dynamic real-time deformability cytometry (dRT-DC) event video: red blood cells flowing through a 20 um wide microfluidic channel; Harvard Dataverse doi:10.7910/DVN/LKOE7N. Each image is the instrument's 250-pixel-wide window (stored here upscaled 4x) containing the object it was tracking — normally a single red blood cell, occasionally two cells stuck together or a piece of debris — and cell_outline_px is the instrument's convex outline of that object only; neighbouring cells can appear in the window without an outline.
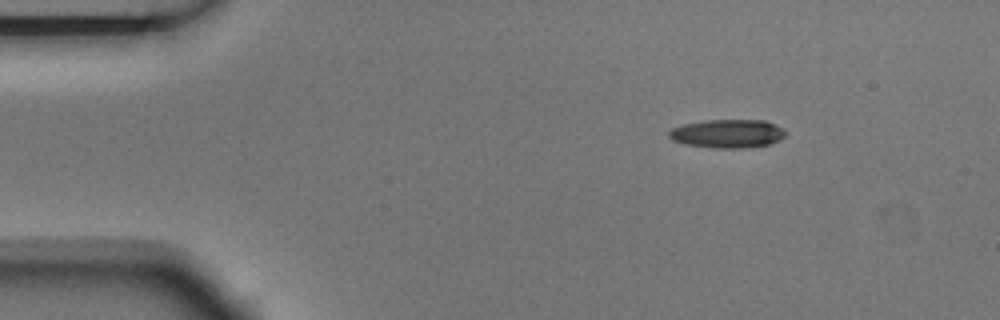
{"species": "Egyptian fruit bat (a non-hibernating species)", "species_latin": "Rousettus aegyptiacus", "temperature_condition": "room temperature", "stored_images_in_passage": 7, "camera_frame_rate_fps": 3000, "um_per_image_px": 0.085, "animal": {"sex": "male"}, "frame": {"image": 1, "passage_image": 1, "time_ms": 0.0, "image_size_px": [1000, 320], "cell_outline_px": [[788, 132], [784, 136], [768, 144], [744, 148], [716, 148], [684, 144], [672, 140], [668, 136], [668, 132], [672, 128], [684, 124], [708, 120], [764, 120], [776, 124]], "centroid_in_image_um": [61.83, 11.35], "position_along_channel_um": 23.2, "area_um2": 19.31}}
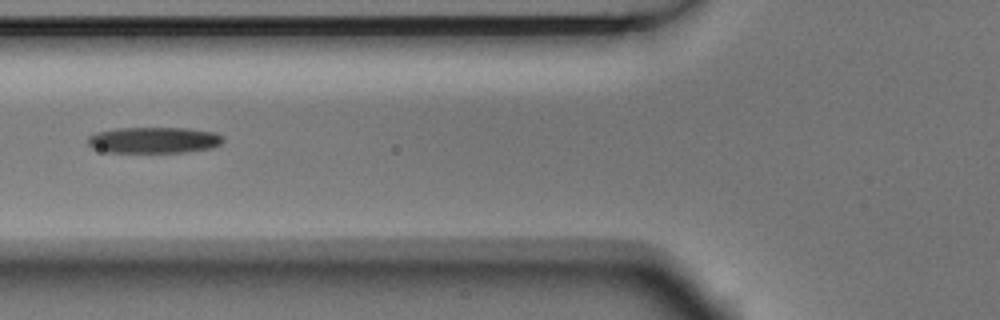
{"frame": {"image": 2, "passage_image": 4, "time_ms": 1.0, "image_size_px": [1000, 320], "cell_outline_px": [[224, 140], [220, 144], [212, 148], [188, 152], [104, 152], [92, 148], [88, 144], [88, 136], [96, 132], [116, 128], [188, 128], [212, 132], [220, 136]], "centroid_in_image_um": [13.04, 11.91], "position_along_channel_um": 112.8, "area_um2": 20.63}}
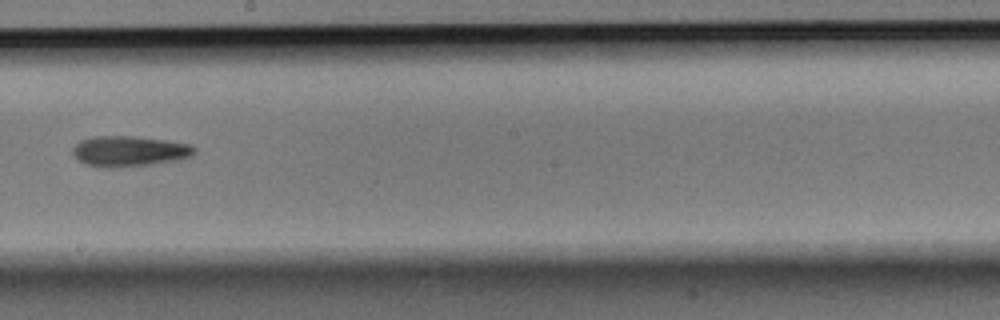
{"frame": {"image": 3, "passage_image": 7, "time_ms": 2.0, "image_size_px": [1000, 320], "cell_outline_px": [[196, 152], [192, 156], [180, 160], [152, 164], [116, 168], [108, 168], [84, 164], [72, 152], [72, 148], [80, 140], [92, 136], [136, 136], [168, 140], [192, 144], [196, 148]], "centroid_in_image_um": [11.04, 12.85], "position_along_channel_um": 237.2, "area_um2": 22.02}}